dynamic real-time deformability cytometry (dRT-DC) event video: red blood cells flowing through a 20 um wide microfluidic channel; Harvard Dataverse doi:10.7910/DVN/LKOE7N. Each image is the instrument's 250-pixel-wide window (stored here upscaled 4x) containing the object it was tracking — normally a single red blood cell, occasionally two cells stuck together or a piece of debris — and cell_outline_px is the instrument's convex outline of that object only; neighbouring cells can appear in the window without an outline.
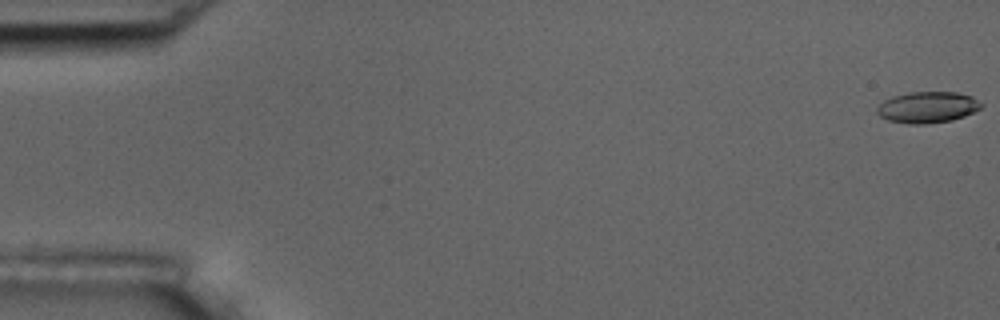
{"species": "common noctule bat (a hibernating species)", "species_latin": "Nyctalus noctula", "temperature_condition": "room temperature", "stored_images_in_passage": 7, "camera_frame_rate_fps": 3000, "um_per_image_px": 0.085, "animal": {"sex": "male", "body_mass_g": 17.5, "forearm_length_mm": 52.3}, "frame": {"image": 1, "passage_image": 1, "time_ms": 0.0, "image_size_px": [1000, 320], "cell_outline_px": [[984, 104], [980, 108], [964, 116], [952, 120], [924, 124], [908, 124], [888, 120], [880, 116], [876, 112], [876, 108], [884, 100], [892, 96], [908, 92], [956, 92], [972, 96]], "centroid_in_image_um": [78.82, 9.11], "position_along_channel_um": 6.2, "area_um2": 19.02}}
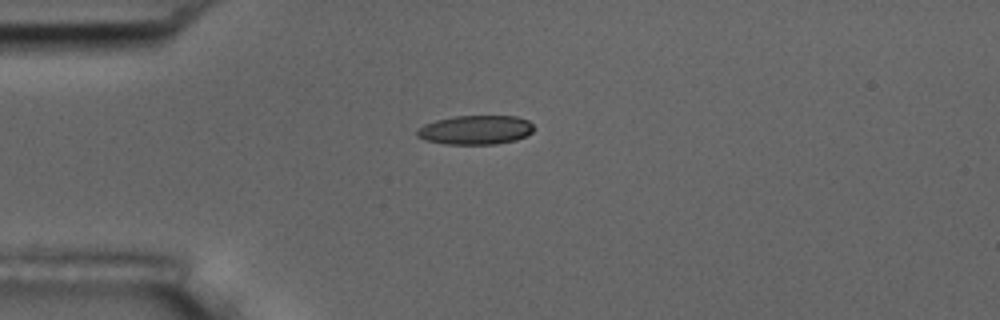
{"frame": {"image": 2, "passage_image": 5, "time_ms": 4.667, "image_size_px": [1000, 320], "cell_outline_px": [[536, 128], [528, 136], [516, 140], [496, 144], [444, 144], [424, 140], [416, 136], [416, 132], [424, 124], [436, 120], [456, 116], [516, 116], [528, 120]], "centroid_in_image_um": [40.45, 11.05], "position_along_channel_um": 44.5, "area_um2": 20.0}}